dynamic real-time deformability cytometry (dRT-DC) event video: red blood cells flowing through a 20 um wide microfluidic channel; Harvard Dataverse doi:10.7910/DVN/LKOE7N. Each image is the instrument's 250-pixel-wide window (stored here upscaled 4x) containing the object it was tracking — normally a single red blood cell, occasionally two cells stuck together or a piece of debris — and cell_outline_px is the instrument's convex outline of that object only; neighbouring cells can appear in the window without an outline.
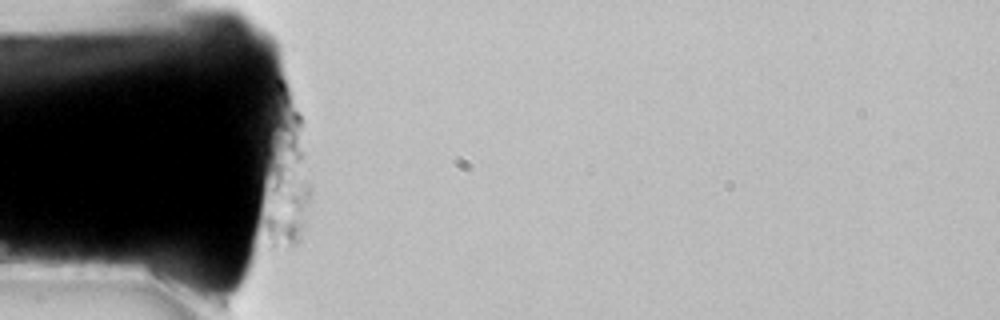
{"species": "common noctule bat (a hibernating species)", "species_latin": "Nyctalus noctula", "temperature_condition": "room temperature", "stored_images_in_passage": 1, "camera_frame_rate_fps": 3000, "um_per_image_px": 0.085, "animal": {"sex": "female", "body_mass_g": 22.7, "forearm_length_mm": 54.2}, "frame": {"image": 1, "passage_image": 1, "time_ms": 0.0, "image_size_px": [1000, 320], "cell_outline_px": [[136, 140], [132, 156], [76, 176], [56, 172], [56, 140], [80, 124]], "centroid_in_image_um": [7.67, 12.75], "position_along_channel_um": 77.3, "area_um2": 20.29}}